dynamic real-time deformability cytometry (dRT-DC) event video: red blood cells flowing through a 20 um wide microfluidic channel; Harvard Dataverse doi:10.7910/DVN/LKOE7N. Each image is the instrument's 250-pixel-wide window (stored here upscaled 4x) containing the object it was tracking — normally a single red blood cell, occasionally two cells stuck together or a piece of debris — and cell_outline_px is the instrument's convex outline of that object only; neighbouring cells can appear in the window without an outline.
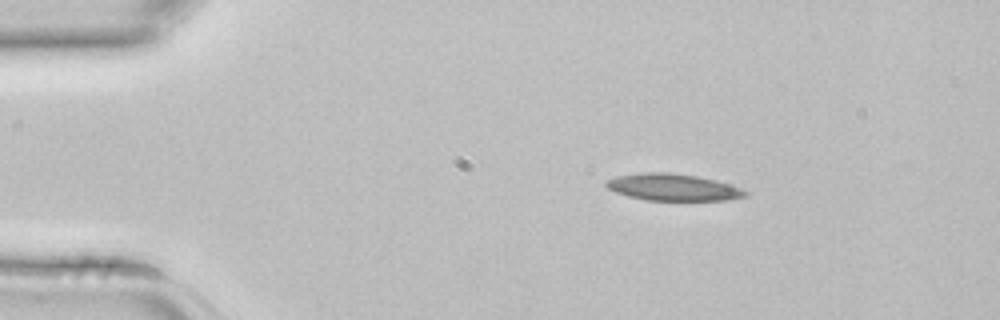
{"species": "common noctule bat (a hibernating species)", "species_latin": "Nyctalus noctula", "temperature_condition": "room temperature", "stored_images_in_passage": 2, "camera_frame_rate_fps": 3000, "um_per_image_px": 0.085, "animal": {"sex": "female", "body_mass_g": 22.7, "forearm_length_mm": 54.2}, "frame": {"image": 1, "passage_image": 2, "time_ms": 0.333, "image_size_px": [1000, 320], "cell_outline_px": [[748, 196], [728, 200], [648, 200], [628, 196], [616, 192], [608, 188], [604, 184], [604, 180], [616, 176], [644, 172], [668, 172], [696, 176], [728, 184], [740, 188], [748, 192]], "centroid_in_image_um": [57.16, 15.91], "position_along_channel_um": 27.8, "area_um2": 21.62}}